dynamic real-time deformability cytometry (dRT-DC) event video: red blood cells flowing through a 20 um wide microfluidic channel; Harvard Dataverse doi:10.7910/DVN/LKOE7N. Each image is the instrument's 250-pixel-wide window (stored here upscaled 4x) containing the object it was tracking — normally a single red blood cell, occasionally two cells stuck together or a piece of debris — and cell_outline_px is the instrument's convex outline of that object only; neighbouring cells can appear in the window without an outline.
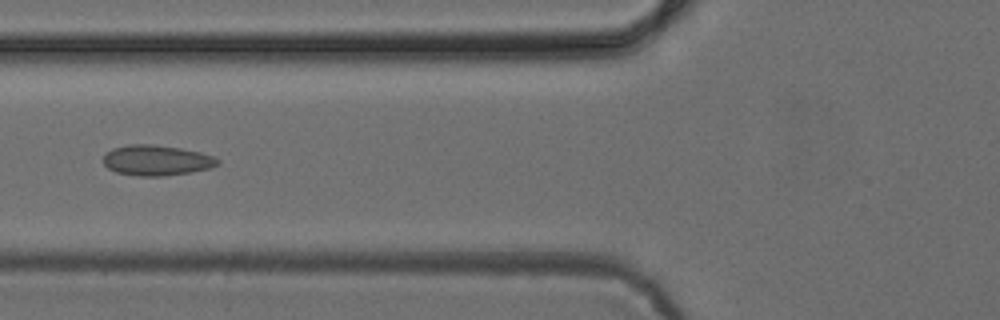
{"species": "common noctule bat (a hibernating species)", "species_latin": "Nyctalus noctula", "temperature_condition": "cold", "stored_images_in_passage": 6, "camera_frame_rate_fps": 3000, "um_per_image_px": 0.085, "animal": {"sex": "female", "body_mass_g": 24.6, "forearm_length_mm": 56.2}, "frame": {"image": 1, "passage_image": 6, "time_ms": 6.0, "image_size_px": [1000, 320], "cell_outline_px": [[220, 164], [208, 168], [192, 172], [164, 176], [136, 176], [116, 172], [108, 168], [104, 164], [104, 152], [112, 148], [128, 144], [152, 144], [180, 148], [200, 152], [212, 156], [220, 160]], "centroid_in_image_um": [13.28, 13.62], "position_along_channel_um": 112.5, "area_um2": 20.4}}